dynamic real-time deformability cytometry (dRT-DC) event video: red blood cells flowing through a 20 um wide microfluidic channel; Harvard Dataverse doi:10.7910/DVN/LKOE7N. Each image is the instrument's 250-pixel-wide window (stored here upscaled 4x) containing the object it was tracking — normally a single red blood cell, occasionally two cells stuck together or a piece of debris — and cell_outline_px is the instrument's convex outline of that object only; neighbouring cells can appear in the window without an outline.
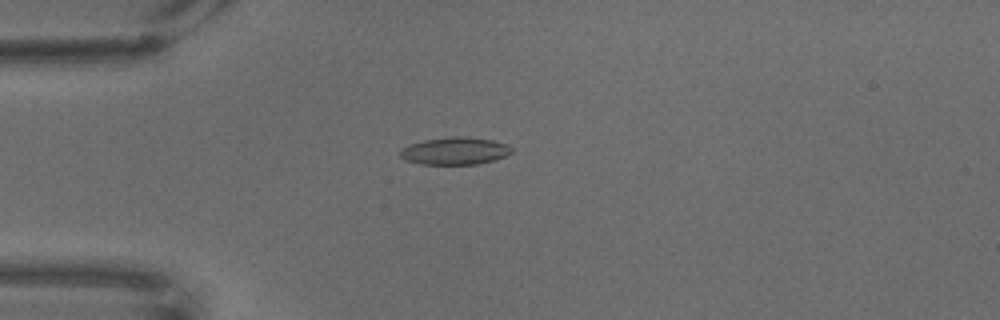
{"species": "common noctule bat (a hibernating species)", "species_latin": "Nyctalus noctula", "temperature_condition": "warm", "stored_images_in_passage": 52, "camera_frame_rate_fps": 3000, "um_per_image_px": 0.085, "animal": {"sex": "male", "body_mass_g": 18.8}, "frame": {"image": 1, "passage_image": 2, "time_ms": 0.333, "image_size_px": [1000, 320], "cell_outline_px": [[512, 152], [508, 156], [476, 164], [420, 164], [404, 160], [400, 156], [400, 148], [408, 144], [424, 140], [448, 136], [468, 136], [492, 140], [508, 144], [512, 148]], "centroid_in_image_um": [38.65, 12.81], "position_along_channel_um": 46.3, "area_um2": 18.09}}
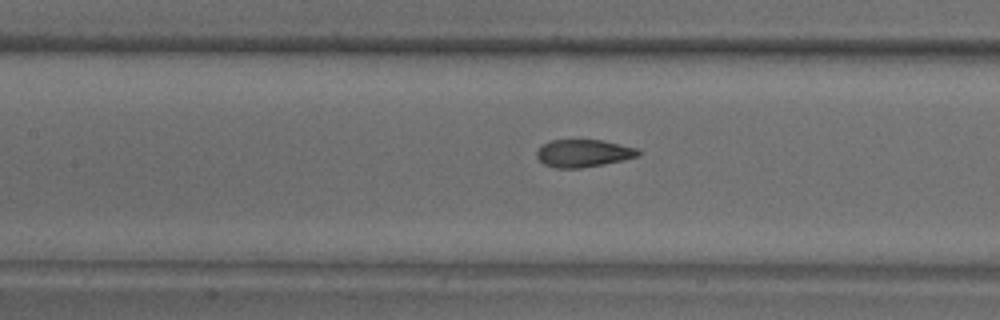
{"frame": {"image": 2, "passage_image": 15, "time_ms": 4.667, "image_size_px": [1000, 320], "cell_outline_px": [[640, 156], [604, 164], [580, 168], [556, 168], [544, 164], [536, 156], [536, 152], [540, 144], [548, 140], [604, 140], [636, 148], [640, 152]], "centroid_in_image_um": [49.55, 13.02], "position_along_channel_um": 157.8, "area_um2": 16.42}}
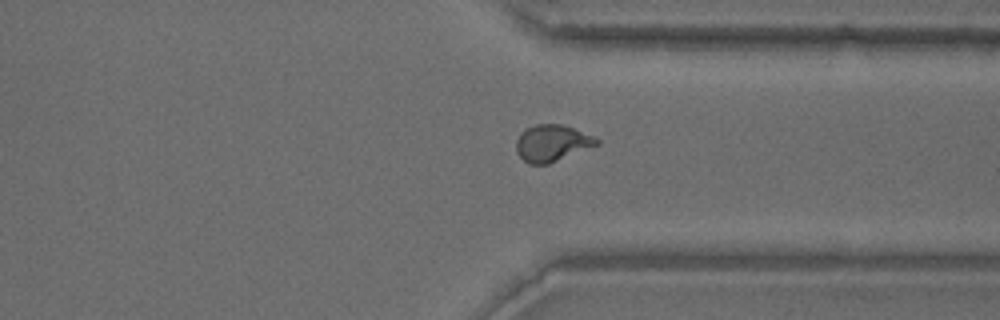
{"frame": {"image": 3, "passage_image": 36, "time_ms": 11.667, "image_size_px": [1000, 320], "cell_outline_px": [[600, 144], [548, 164], [528, 164], [516, 152], [516, 140], [520, 132], [524, 128], [536, 124], [564, 124], [596, 136], [600, 140]], "centroid_in_image_um": [46.94, 12.14], "position_along_channel_um": 364.5, "area_um2": 17.51}}